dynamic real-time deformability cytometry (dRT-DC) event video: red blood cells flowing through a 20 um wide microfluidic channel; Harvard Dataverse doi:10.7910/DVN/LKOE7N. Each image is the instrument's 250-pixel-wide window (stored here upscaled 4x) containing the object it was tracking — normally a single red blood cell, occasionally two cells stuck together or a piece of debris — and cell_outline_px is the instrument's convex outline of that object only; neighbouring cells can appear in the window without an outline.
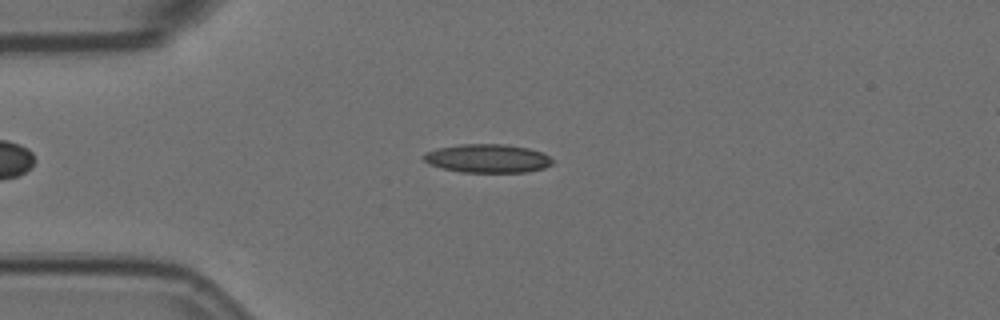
{"species": "Egyptian fruit bat (a non-hibernating species)", "species_latin": "Rousettus aegyptiacus", "temperature_condition": "room temperature", "stored_images_in_passage": 52, "camera_frame_rate_fps": 3000, "um_per_image_px": 0.085, "animal": {"sex": "female"}, "frame": {"image": 1, "passage_image": 14, "time_ms": 4.333, "image_size_px": [1000, 320], "cell_outline_px": [[552, 164], [544, 168], [528, 172], [460, 172], [428, 164], [420, 156], [424, 152], [440, 148], [460, 144], [504, 144], [528, 148], [544, 152], [552, 160]], "centroid_in_image_um": [41.43, 13.46], "position_along_channel_um": 43.6, "area_um2": 21.5}}
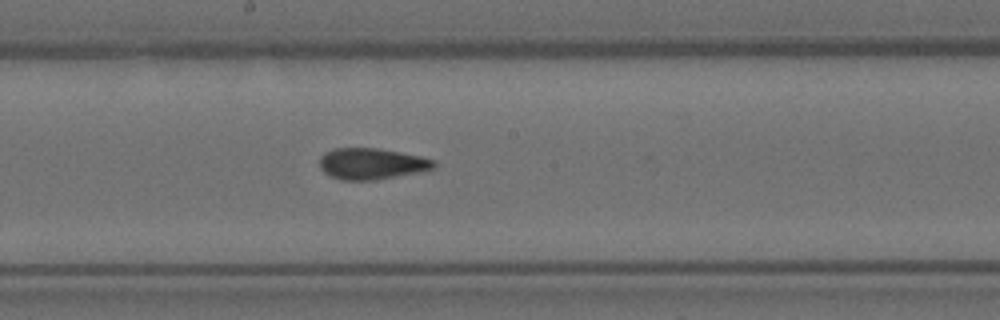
{"frame": {"image": 2, "passage_image": 30, "time_ms": 9.667, "image_size_px": [1000, 320], "cell_outline_px": [[436, 168], [420, 172], [376, 180], [340, 180], [324, 172], [320, 168], [320, 156], [324, 152], [332, 148], [376, 148], [420, 156], [436, 160]], "centroid_in_image_um": [31.59, 13.92], "position_along_channel_um": 216.6, "area_um2": 20.92}}
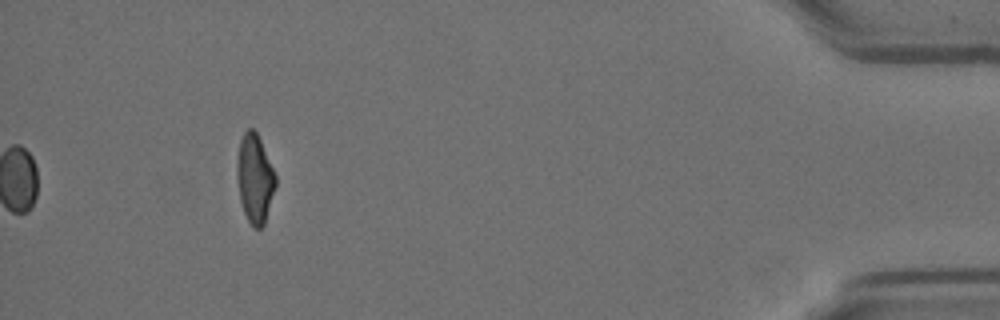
{"frame": {"image": 3, "passage_image": 52, "time_ms": 17.0, "image_size_px": [1000, 320], "cell_outline_px": [[276, 184], [264, 224], [260, 228], [252, 228], [244, 212], [240, 200], [236, 176], [236, 164], [240, 140], [244, 132], [248, 128], [252, 128], [256, 132], [260, 140], [276, 176]], "centroid_in_image_um": [21.63, 15.18], "position_along_channel_um": 413.6, "area_um2": 19.77}, "authors_computed_cell_mechanics": {"area_um2": 20.4612, "velocity_mm_per_s": 3.5904, "shape_relaxation_time_tau1_ms": null, "shape_relaxation_time_tau2_ms": 2.3498, "deformation_change_tau1": null, "deformation_change_tau2": 0.0877}}